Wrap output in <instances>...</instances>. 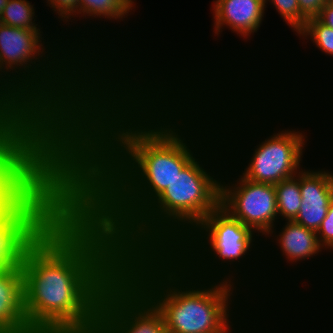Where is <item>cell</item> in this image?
Listing matches in <instances>:
<instances>
[{
	"label": "cell",
	"instance_id": "6da1fadb",
	"mask_svg": "<svg viewBox=\"0 0 333 333\" xmlns=\"http://www.w3.org/2000/svg\"><path fill=\"white\" fill-rule=\"evenodd\" d=\"M217 134L212 111L192 90L101 83L68 142L78 198L118 237Z\"/></svg>",
	"mask_w": 333,
	"mask_h": 333
},
{
	"label": "cell",
	"instance_id": "7a4b0ae2",
	"mask_svg": "<svg viewBox=\"0 0 333 333\" xmlns=\"http://www.w3.org/2000/svg\"><path fill=\"white\" fill-rule=\"evenodd\" d=\"M118 239L78 198L28 249L24 312L34 333H97L105 288L121 273Z\"/></svg>",
	"mask_w": 333,
	"mask_h": 333
},
{
	"label": "cell",
	"instance_id": "3957f363",
	"mask_svg": "<svg viewBox=\"0 0 333 333\" xmlns=\"http://www.w3.org/2000/svg\"><path fill=\"white\" fill-rule=\"evenodd\" d=\"M192 91L212 111L227 161L252 182L275 185L294 177L333 140L332 100L278 97L260 84H211Z\"/></svg>",
	"mask_w": 333,
	"mask_h": 333
},
{
	"label": "cell",
	"instance_id": "277c9868",
	"mask_svg": "<svg viewBox=\"0 0 333 333\" xmlns=\"http://www.w3.org/2000/svg\"><path fill=\"white\" fill-rule=\"evenodd\" d=\"M207 10L209 11L207 15L209 14L208 17H211V20L209 21L210 25H208L210 26L208 28L210 35L206 37L205 41L207 42L211 38L212 43L210 44L209 41V44H204L193 34L190 37H194L196 40L190 38L194 42L188 41V44L187 39H185L182 45L181 41L176 43L173 37L171 38L170 35L173 36V34L169 31L166 39L168 40L167 45L171 44L168 46V55L170 56H168L163 72L152 82L153 84L169 90H193L211 84H259L270 74L271 69L273 70L280 64L282 58H284L285 49H287L285 47L287 44L282 43L285 42V40H282L285 37L283 38L281 35L282 38L278 39L280 37L278 32L277 36L276 34L272 35L273 40L274 37H277L274 41L268 36L267 38L266 36L261 38L264 35L263 33L266 34V30H269L267 27L270 26L266 25L269 23H267L265 0H218ZM230 33L235 36L233 39H237L232 47L224 41L225 38H229L227 35H230ZM195 41H200L201 44L198 43L199 45L197 44L196 47L193 45V43L196 44ZM173 44L175 46L179 45L175 47ZM204 45L210 48L213 47L211 49L205 47L204 49ZM227 45L230 47L229 49ZM198 46L201 48H198ZM177 48L179 49L177 50Z\"/></svg>",
	"mask_w": 333,
	"mask_h": 333
},
{
	"label": "cell",
	"instance_id": "5b68a950",
	"mask_svg": "<svg viewBox=\"0 0 333 333\" xmlns=\"http://www.w3.org/2000/svg\"><path fill=\"white\" fill-rule=\"evenodd\" d=\"M0 77L67 142L84 127L91 96L102 83L57 30L1 23Z\"/></svg>",
	"mask_w": 333,
	"mask_h": 333
},
{
	"label": "cell",
	"instance_id": "8992f818",
	"mask_svg": "<svg viewBox=\"0 0 333 333\" xmlns=\"http://www.w3.org/2000/svg\"><path fill=\"white\" fill-rule=\"evenodd\" d=\"M121 272L161 312L168 333H268L274 323L237 286L198 279L170 253L123 256Z\"/></svg>",
	"mask_w": 333,
	"mask_h": 333
},
{
	"label": "cell",
	"instance_id": "52a82bcc",
	"mask_svg": "<svg viewBox=\"0 0 333 333\" xmlns=\"http://www.w3.org/2000/svg\"><path fill=\"white\" fill-rule=\"evenodd\" d=\"M140 3L78 0L77 11L57 30L61 41L102 83L153 82L167 64L166 29H152L149 23L155 18L146 15Z\"/></svg>",
	"mask_w": 333,
	"mask_h": 333
},
{
	"label": "cell",
	"instance_id": "ba28073f",
	"mask_svg": "<svg viewBox=\"0 0 333 333\" xmlns=\"http://www.w3.org/2000/svg\"><path fill=\"white\" fill-rule=\"evenodd\" d=\"M263 270L266 315L273 322L332 319L333 259L320 246L315 231L294 221L278 222L263 238Z\"/></svg>",
	"mask_w": 333,
	"mask_h": 333
},
{
	"label": "cell",
	"instance_id": "9c48e42d",
	"mask_svg": "<svg viewBox=\"0 0 333 333\" xmlns=\"http://www.w3.org/2000/svg\"><path fill=\"white\" fill-rule=\"evenodd\" d=\"M227 161L217 134L118 237L121 256L169 253L220 205Z\"/></svg>",
	"mask_w": 333,
	"mask_h": 333
},
{
	"label": "cell",
	"instance_id": "30bf717a",
	"mask_svg": "<svg viewBox=\"0 0 333 333\" xmlns=\"http://www.w3.org/2000/svg\"><path fill=\"white\" fill-rule=\"evenodd\" d=\"M169 253L198 279L237 286L266 314L263 239L220 205Z\"/></svg>",
	"mask_w": 333,
	"mask_h": 333
},
{
	"label": "cell",
	"instance_id": "8fae6325",
	"mask_svg": "<svg viewBox=\"0 0 333 333\" xmlns=\"http://www.w3.org/2000/svg\"><path fill=\"white\" fill-rule=\"evenodd\" d=\"M78 199V165L68 149L0 216V271L21 267L28 249Z\"/></svg>",
	"mask_w": 333,
	"mask_h": 333
},
{
	"label": "cell",
	"instance_id": "7c38bea8",
	"mask_svg": "<svg viewBox=\"0 0 333 333\" xmlns=\"http://www.w3.org/2000/svg\"><path fill=\"white\" fill-rule=\"evenodd\" d=\"M53 127L15 125L0 139V216L66 151Z\"/></svg>",
	"mask_w": 333,
	"mask_h": 333
},
{
	"label": "cell",
	"instance_id": "4fadbf2b",
	"mask_svg": "<svg viewBox=\"0 0 333 333\" xmlns=\"http://www.w3.org/2000/svg\"><path fill=\"white\" fill-rule=\"evenodd\" d=\"M289 40V41H288ZM294 40V41H293ZM292 39H287L285 43L288 44L286 52H285V58L282 59L280 64L271 70L270 74L262 80L261 83H259L267 92H269L272 95L283 97V98H302L304 99H310V98H323V99H329L331 100L333 98V85L331 86V82L329 79L333 78V29L322 24L317 18H310L306 21V24L304 27L293 37ZM294 42V43H293ZM297 43V44H296ZM294 44V45H293ZM291 45V46H289ZM298 45V46H297ZM290 47V48H288ZM299 50V51H298ZM303 50V51H302ZM292 51V52H291ZM298 51V52H297ZM296 53V54H295ZM298 53V54H297ZM313 53V54H312ZM292 54V55H291ZM302 54V56H300ZM296 55V56H295ZM307 55V56H306ZM309 55V56H308ZM291 56V57H290ZM295 56V57H294ZM300 56V57H299ZM305 58H304V57ZM311 56V57H310ZM297 57V58H296ZM294 58V59H293ZM303 58V59H301ZM307 58V60H306ZM311 59V61L309 60ZM318 58V59H317ZM320 58V59H319ZM325 58V59H324ZM317 61H316V60ZM328 59V60H327ZM295 60V61H294ZM307 62H306V61ZM309 60V61H308ZM331 60V61H330ZM297 61V63H296ZM301 61V62H300ZM314 61V62H313ZM330 64H328L327 62ZM288 62V63H287ZM312 62V63H311ZM322 62V63H321ZM325 62V63H324ZM285 63V64H284ZM307 63V64H306ZM309 63V64H308ZM311 63V65H310ZM332 63V64H331ZM284 64V65H283ZM288 64V65H287ZM293 64V65H292ZM299 64H301V69ZM314 64V65H312ZM317 64V65H316ZM323 65L322 67L319 65ZM286 65V66H285ZM310 65V66H309ZM316 65V66H315ZM330 65V66H328ZM285 68H284V67ZM288 66V67H287ZM298 66V67H296ZM303 66V68H302ZM306 66V67H305ZM309 66V67H308ZM312 66V68H310ZM315 66V67H313ZM318 66V68H316ZM328 66V68H327ZM294 67V68H293ZM330 67L331 71L330 72ZM315 68V69H314ZM325 71H321V69H324ZM326 68L329 70H326ZM303 69H307L304 70ZM318 69L315 73V71ZM320 69V74L318 73ZM284 70V71H283ZM296 70V71H295ZM302 70V71H300ZM309 70V71H308ZM312 70V72H311ZM299 71V72H298ZM307 71V73H306ZM297 72V74H296ZM310 72V73H308ZM284 73V74H283ZM288 73V74H287ZM303 73V74H302ZM312 73V74H311ZM331 73V75H328ZM311 74V75H308ZM326 74V75H322ZM285 75V76H284ZM306 75V76H305ZM320 75V76H319ZM295 76V77H294ZM309 78H308V77ZM313 76H316L317 81H313V83L310 82V79L313 78ZM324 76V77H323ZM307 77V78H306ZM311 77V78H310ZM283 78V79H282ZM285 78V79H284ZM293 78V79H292ZM303 78V79H302ZM322 78L323 81L321 79ZM329 78V79H328ZM282 79V80H281ZM328 79L327 83L325 80ZM293 82H292V81ZM299 80V82H298ZM302 80V82H301ZM333 80V79H332ZM268 81V82H267ZM305 83H304V82ZM321 82V84H320ZM323 82V83H322ZM329 82V85H327ZM304 83V84H302ZM316 83V84H315ZM326 83V85H325ZM293 84V85H292ZM298 84V85H297ZM307 84V85H306ZM313 84V85H312ZM317 85V86H316ZM320 85V86H318ZM324 85V86H323ZM310 86V87H309ZM324 88H322V87ZM305 87V88H304ZM308 87V88H306ZM312 87V88H311ZM317 87V88H315ZM331 87V88H330ZM303 89V90H302ZM305 89V90H304ZM313 89V90H312ZM320 89V90H319ZM331 89L330 90H327ZM325 90V91H323ZM305 91V92H304ZM307 91V92H306ZM315 91V94H313ZM323 91V92H322ZM312 94H309V93ZM317 92V93H316ZM332 94H329V93ZM298 93V94H297ZM305 93V94H304ZM307 93V94H306ZM321 93L324 95L322 96ZM326 93V95H325ZM291 94V95H290ZM318 94V95H317ZM330 97H329V95ZM290 95V96H289ZM303 95V96H302ZM309 95V96H308ZM312 95V96H310ZM315 95V97H314ZM317 95V96H316ZM320 96V97H319ZM325 96V97H324ZM329 97V98H328Z\"/></svg>",
	"mask_w": 333,
	"mask_h": 333
},
{
	"label": "cell",
	"instance_id": "5bb4252c",
	"mask_svg": "<svg viewBox=\"0 0 333 333\" xmlns=\"http://www.w3.org/2000/svg\"><path fill=\"white\" fill-rule=\"evenodd\" d=\"M97 333H168L155 305L121 272L104 290Z\"/></svg>",
	"mask_w": 333,
	"mask_h": 333
},
{
	"label": "cell",
	"instance_id": "9a60e30c",
	"mask_svg": "<svg viewBox=\"0 0 333 333\" xmlns=\"http://www.w3.org/2000/svg\"><path fill=\"white\" fill-rule=\"evenodd\" d=\"M220 206L262 239L279 222L274 184L252 182L228 161L221 174Z\"/></svg>",
	"mask_w": 333,
	"mask_h": 333
},
{
	"label": "cell",
	"instance_id": "2e32d148",
	"mask_svg": "<svg viewBox=\"0 0 333 333\" xmlns=\"http://www.w3.org/2000/svg\"><path fill=\"white\" fill-rule=\"evenodd\" d=\"M332 143L330 142L331 146L328 143L326 147L299 172L302 205L298 215L293 221L315 232H317L326 217L330 201L333 198Z\"/></svg>",
	"mask_w": 333,
	"mask_h": 333
},
{
	"label": "cell",
	"instance_id": "e0dca14e",
	"mask_svg": "<svg viewBox=\"0 0 333 333\" xmlns=\"http://www.w3.org/2000/svg\"><path fill=\"white\" fill-rule=\"evenodd\" d=\"M0 333H34L24 312L21 267L0 271Z\"/></svg>",
	"mask_w": 333,
	"mask_h": 333
},
{
	"label": "cell",
	"instance_id": "ac0fdd59",
	"mask_svg": "<svg viewBox=\"0 0 333 333\" xmlns=\"http://www.w3.org/2000/svg\"><path fill=\"white\" fill-rule=\"evenodd\" d=\"M0 23L28 30H56L45 18L37 0H9L0 15Z\"/></svg>",
	"mask_w": 333,
	"mask_h": 333
},
{
	"label": "cell",
	"instance_id": "d6986e66",
	"mask_svg": "<svg viewBox=\"0 0 333 333\" xmlns=\"http://www.w3.org/2000/svg\"><path fill=\"white\" fill-rule=\"evenodd\" d=\"M0 109L16 125L50 127L1 77Z\"/></svg>",
	"mask_w": 333,
	"mask_h": 333
},
{
	"label": "cell",
	"instance_id": "ffe728a7",
	"mask_svg": "<svg viewBox=\"0 0 333 333\" xmlns=\"http://www.w3.org/2000/svg\"><path fill=\"white\" fill-rule=\"evenodd\" d=\"M279 222L293 221L302 205L299 173L274 185Z\"/></svg>",
	"mask_w": 333,
	"mask_h": 333
},
{
	"label": "cell",
	"instance_id": "44dd1931",
	"mask_svg": "<svg viewBox=\"0 0 333 333\" xmlns=\"http://www.w3.org/2000/svg\"><path fill=\"white\" fill-rule=\"evenodd\" d=\"M266 4V13L269 21V14H273L274 17H279L277 20L282 21V25L284 24V28L286 27L291 33L290 35L293 38L306 24L307 19L300 13V9L298 6V0H265ZM271 12L268 11V9Z\"/></svg>",
	"mask_w": 333,
	"mask_h": 333
},
{
	"label": "cell",
	"instance_id": "7402d4cb",
	"mask_svg": "<svg viewBox=\"0 0 333 333\" xmlns=\"http://www.w3.org/2000/svg\"><path fill=\"white\" fill-rule=\"evenodd\" d=\"M39 3L43 7L45 18L56 30L77 11L78 6V0H39Z\"/></svg>",
	"mask_w": 333,
	"mask_h": 333
},
{
	"label": "cell",
	"instance_id": "603a6c76",
	"mask_svg": "<svg viewBox=\"0 0 333 333\" xmlns=\"http://www.w3.org/2000/svg\"><path fill=\"white\" fill-rule=\"evenodd\" d=\"M326 321V323H329L330 321V323L328 324L329 325V328L328 327H326V325L327 324H323V323H321V325L322 326H324V328L323 327H321V325H320V322L319 321H312V320H310V322L307 320V321H295V322H274L272 325H271V327H270V329H269V332L268 333H311L312 332V330H313V332L312 333H314L316 330V332L317 333H333V328H331V327H333V324L331 325V323H333V319H329V320H325ZM329 321V322H328ZM302 322V323H301ZM306 322V323H305ZM309 322V323H308ZM298 323V324H297ZM311 323V324H310ZM315 323V324H314ZM319 323V324H318ZM283 324V325H282ZM302 324V325H301ZM307 324V325H306ZM316 324H318V325H316ZM308 325H310V326H308ZM314 325H315V327H314ZM295 326V327H294ZM302 326V327H301ZM312 326V328H310ZM320 326V327H319ZM331 326V327H330ZM289 327V328H288ZM308 327H309V329L311 330V331H309V329H308ZM317 327L320 329V331H319V329H317ZM315 328V329H314ZM322 328V329H321ZM325 328H327V329H325ZM299 329V330H298ZM306 329V330H305ZM329 329V330H328ZM330 329H332V330H330ZM323 330H325V331H323ZM284 331H286V332H284ZM326 331H328V332H326ZM315 332V333H316Z\"/></svg>",
	"mask_w": 333,
	"mask_h": 333
},
{
	"label": "cell",
	"instance_id": "cb8c5ba5",
	"mask_svg": "<svg viewBox=\"0 0 333 333\" xmlns=\"http://www.w3.org/2000/svg\"><path fill=\"white\" fill-rule=\"evenodd\" d=\"M316 233L320 246L333 259V198L330 201L327 215Z\"/></svg>",
	"mask_w": 333,
	"mask_h": 333
},
{
	"label": "cell",
	"instance_id": "d4e9b609",
	"mask_svg": "<svg viewBox=\"0 0 333 333\" xmlns=\"http://www.w3.org/2000/svg\"><path fill=\"white\" fill-rule=\"evenodd\" d=\"M326 4L327 0H298L300 13L307 20L316 18Z\"/></svg>",
	"mask_w": 333,
	"mask_h": 333
},
{
	"label": "cell",
	"instance_id": "484cf974",
	"mask_svg": "<svg viewBox=\"0 0 333 333\" xmlns=\"http://www.w3.org/2000/svg\"><path fill=\"white\" fill-rule=\"evenodd\" d=\"M322 24L333 29V8L327 4L323 7L320 14L316 17Z\"/></svg>",
	"mask_w": 333,
	"mask_h": 333
},
{
	"label": "cell",
	"instance_id": "4316f807",
	"mask_svg": "<svg viewBox=\"0 0 333 333\" xmlns=\"http://www.w3.org/2000/svg\"><path fill=\"white\" fill-rule=\"evenodd\" d=\"M8 1L9 0H0V15H1L2 11L4 10V8L6 7Z\"/></svg>",
	"mask_w": 333,
	"mask_h": 333
},
{
	"label": "cell",
	"instance_id": "83f0119b",
	"mask_svg": "<svg viewBox=\"0 0 333 333\" xmlns=\"http://www.w3.org/2000/svg\"><path fill=\"white\" fill-rule=\"evenodd\" d=\"M218 0H211L209 1V4L207 5V8L209 6V9L217 2Z\"/></svg>",
	"mask_w": 333,
	"mask_h": 333
},
{
	"label": "cell",
	"instance_id": "f1b7e54d",
	"mask_svg": "<svg viewBox=\"0 0 333 333\" xmlns=\"http://www.w3.org/2000/svg\"><path fill=\"white\" fill-rule=\"evenodd\" d=\"M327 5L333 8V0H327Z\"/></svg>",
	"mask_w": 333,
	"mask_h": 333
}]
</instances>
